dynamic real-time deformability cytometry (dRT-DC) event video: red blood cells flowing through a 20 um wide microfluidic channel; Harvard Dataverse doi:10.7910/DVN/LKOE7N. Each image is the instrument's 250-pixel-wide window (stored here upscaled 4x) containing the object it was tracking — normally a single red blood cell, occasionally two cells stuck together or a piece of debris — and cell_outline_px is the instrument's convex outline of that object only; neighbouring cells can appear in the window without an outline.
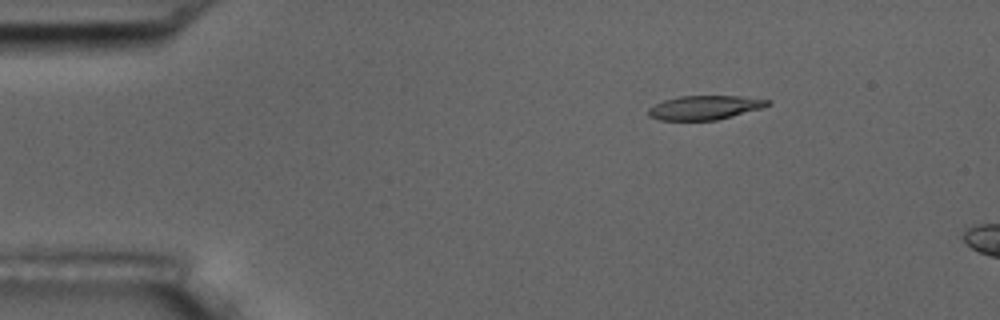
{"species": "common noctule bat (a hibernating species)", "species_latin": "Nyctalus noctula", "temperature_condition": "room temperature", "stored_images_in_passage": 3, "camera_frame_rate_fps": 3000, "um_per_image_px": 0.085, "animal": {"sex": "male", "body_mass_g": 17.5, "forearm_length_mm": 52.3}, "frame": {"image": 1, "passage_image": 1, "time_ms": 0.0, "image_size_px": [1000, 320], "cell_outline_px": [[772, 104], [764, 108], [716, 120], [660, 120], [648, 116], [648, 108], [664, 100], [680, 96], [740, 96], [772, 100]], "centroid_in_image_um": [59.95, 9.14], "position_along_channel_um": 25.1, "area_um2": 16.82}}